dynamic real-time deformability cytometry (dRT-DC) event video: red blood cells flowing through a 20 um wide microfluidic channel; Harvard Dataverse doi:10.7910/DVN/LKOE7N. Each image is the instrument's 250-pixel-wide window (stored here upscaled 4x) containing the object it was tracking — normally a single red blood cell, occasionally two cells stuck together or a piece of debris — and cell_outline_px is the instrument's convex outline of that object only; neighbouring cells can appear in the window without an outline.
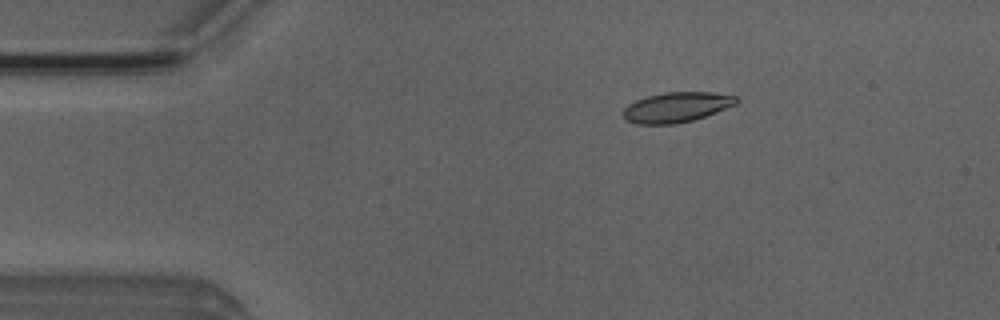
{"species": "Egyptian fruit bat (a non-hibernating species)", "species_latin": "Rousettus aegyptiacus", "temperature_condition": "room temperature", "stored_images_in_passage": 44, "camera_frame_rate_fps": 3000, "um_per_image_px": 0.085, "animal": {"sex": "male"}, "frame": {"image": 1, "passage_image": 1, "time_ms": 0.0, "image_size_px": [1000, 320], "cell_outline_px": [[740, 100], [736, 104], [704, 116], [692, 120], [676, 124], [636, 124], [624, 120], [620, 112], [628, 104], [636, 100], [648, 96], [664, 92], [712, 92], [736, 96]], "centroid_in_image_um": [57.45, 9.11], "position_along_channel_um": 27.6, "area_um2": 19.94}}
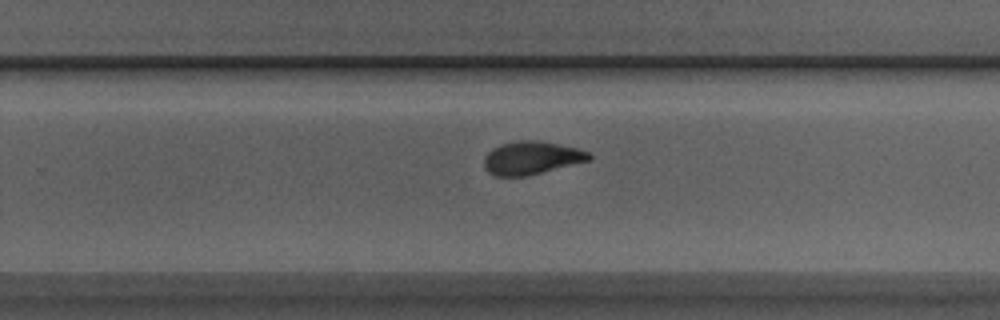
{"frame": {"image": 2, "passage_image": 25, "time_ms": 8.0, "image_size_px": [1000, 320], "cell_outline_px": [[592, 156], [588, 160], [528, 176], [496, 176], [488, 172], [484, 168], [484, 156], [492, 148], [500, 144], [516, 140], [540, 140], [576, 148], [588, 152]], "centroid_in_image_um": [45.12, 13.41], "position_along_channel_um": 284.7, "area_um2": 20.23}}
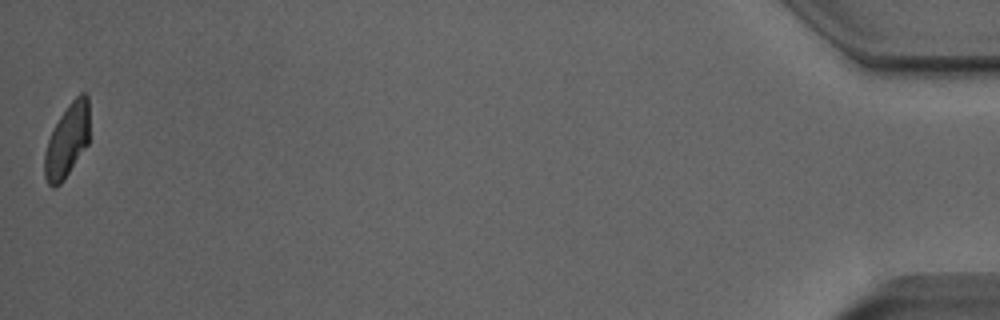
{"frame": {"image": 3, "passage_image": 44, "time_ms": 14.333, "image_size_px": [1000, 320], "cell_outline_px": [[88, 144], [64, 180], [56, 188], [52, 188], [48, 184], [44, 176], [44, 152], [48, 140], [60, 116], [68, 104], [80, 92], [84, 92], [88, 96]], "centroid_in_image_um": [5.69, 11.98], "position_along_channel_um": 429.5, "area_um2": 19.19}, "authors_computed_cell_mechanics": {"area_um2": 20.2589, "velocity_mm_per_s": 3.913, "shape_relaxation_time_tau1_ms": 4.3713, "shape_relaxation_time_tau2_ms": 1.7058, "deformation_change_tau1": 0.1534, "deformation_change_tau2": 0.0787}}